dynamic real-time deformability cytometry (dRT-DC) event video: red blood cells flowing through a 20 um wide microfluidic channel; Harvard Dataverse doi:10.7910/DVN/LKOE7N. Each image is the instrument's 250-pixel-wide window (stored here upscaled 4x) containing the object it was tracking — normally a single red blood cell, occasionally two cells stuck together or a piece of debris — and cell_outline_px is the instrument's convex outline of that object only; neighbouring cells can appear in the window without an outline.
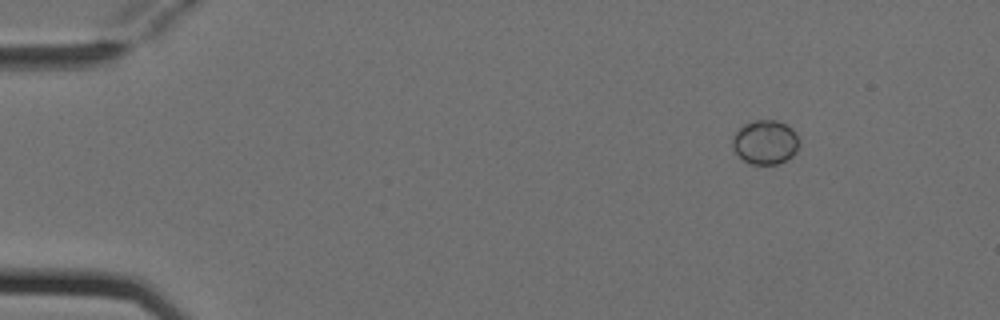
{"species": "Egyptian fruit bat (a non-hibernating species)", "species_latin": "Rousettus aegyptiacus", "temperature_condition": "cold", "stored_images_in_passage": 4, "camera_frame_rate_fps": 3000, "um_per_image_px": 0.085, "animal": {"sex": "female"}, "frame": {"image": 1, "passage_image": 1, "time_ms": 0.0, "image_size_px": [1000, 320], "cell_outline_px": [[796, 152], [792, 156], [776, 164], [752, 164], [744, 160], [732, 148], [732, 136], [744, 124], [752, 120], [776, 120], [792, 128], [796, 136]], "centroid_in_image_um": [65.0, 12.07], "position_along_channel_um": 20.0, "area_um2": 16.82}}
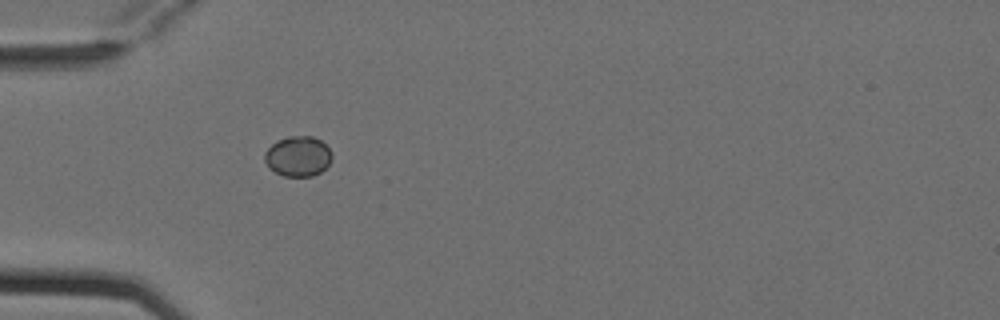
{"frame": {"image": 2, "passage_image": 3, "time_ms": 0.667, "image_size_px": [1000, 320], "cell_outline_px": [[332, 156], [328, 164], [320, 172], [312, 176], [284, 176], [268, 168], [264, 160], [264, 152], [272, 144], [288, 136], [312, 136], [320, 140], [332, 152]], "centroid_in_image_um": [25.31, 13.28], "position_along_channel_um": 59.7, "area_um2": 15.66}}
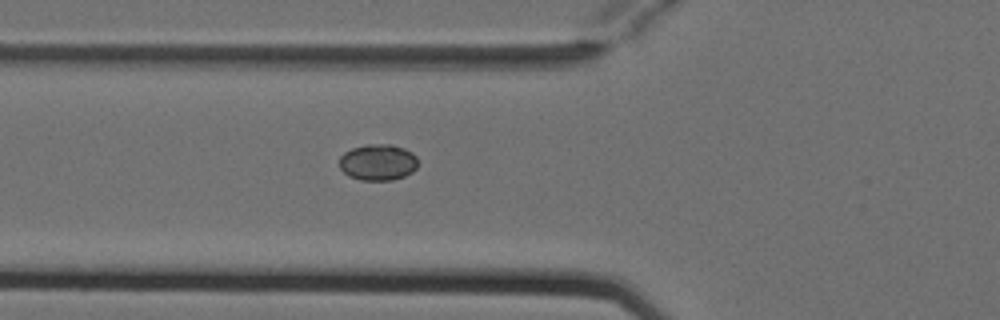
{"frame": {"image": 3, "passage_image": 4, "time_ms": 1.0, "image_size_px": [1000, 320], "cell_outline_px": [[416, 168], [412, 172], [404, 176], [392, 180], [360, 180], [348, 176], [340, 168], [340, 156], [344, 152], [352, 148], [368, 144], [388, 144], [404, 148], [412, 152], [416, 156]], "centroid_in_image_um": [32.11, 13.79], "position_along_channel_um": 93.7, "area_um2": 16.59}}